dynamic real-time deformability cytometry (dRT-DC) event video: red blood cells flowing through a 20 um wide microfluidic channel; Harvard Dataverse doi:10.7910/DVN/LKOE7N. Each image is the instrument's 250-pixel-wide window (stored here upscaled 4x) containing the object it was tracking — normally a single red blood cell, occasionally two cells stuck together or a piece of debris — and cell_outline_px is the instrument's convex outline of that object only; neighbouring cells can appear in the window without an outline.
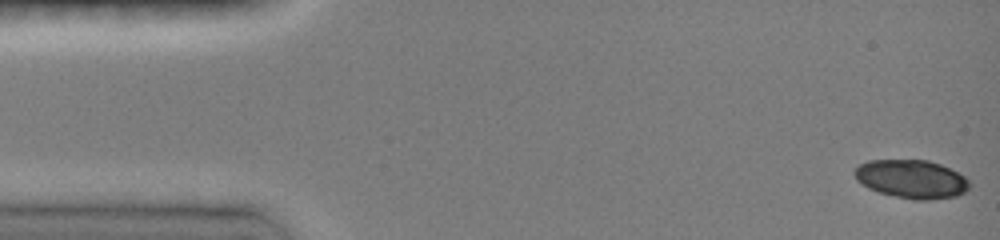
{"species": "common noctule bat (a hibernating species)", "species_latin": "Nyctalus noctula", "temperature_condition": "room temperature", "stored_images_in_passage": 6, "camera_frame_rate_fps": 3000, "um_per_image_px": 0.085, "animal": {"sex": "female", "body_mass_g": 19.0, "forearm_length_mm": 51.5}, "frame": {"image": 1, "passage_image": 1, "time_ms": 0.0, "image_size_px": [1000, 240], "cell_outline_px": [[972, 184], [964, 192], [956, 196], [928, 200], [912, 200], [880, 192], [868, 188], [856, 180], [852, 172], [860, 164], [868, 160], [928, 160], [940, 164], [964, 176]], "centroid_in_image_um": [77.46, 15.22], "position_along_channel_um": 7.5, "area_um2": 25.72}}
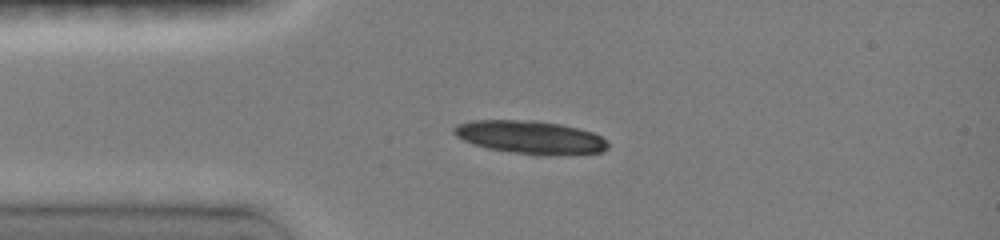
{"frame": {"image": 2, "passage_image": 5, "time_ms": 3.333, "image_size_px": [1000, 240], "cell_outline_px": [[608, 148], [604, 152], [548, 156], [536, 156], [488, 148], [472, 144], [456, 136], [452, 132], [452, 128], [456, 124], [472, 120], [536, 120], [560, 124], [592, 132], [600, 136], [608, 144]], "centroid_in_image_um": [45.05, 11.67], "position_along_channel_um": 39.9, "area_um2": 30.0}}